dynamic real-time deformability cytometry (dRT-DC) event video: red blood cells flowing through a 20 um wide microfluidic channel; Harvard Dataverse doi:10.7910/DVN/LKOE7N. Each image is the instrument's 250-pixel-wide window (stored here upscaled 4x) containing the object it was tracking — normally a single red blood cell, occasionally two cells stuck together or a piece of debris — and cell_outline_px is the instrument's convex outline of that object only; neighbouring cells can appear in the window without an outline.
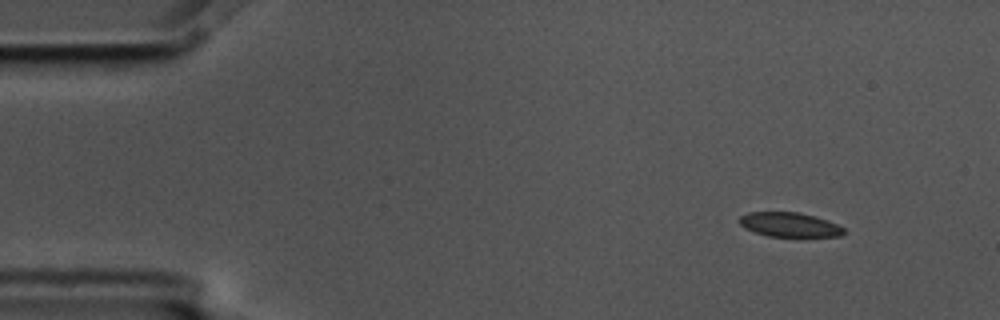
{"species": "common noctule bat (a hibernating species)", "species_latin": "Nyctalus noctula", "temperature_condition": "cold", "stored_images_in_passage": 4, "camera_frame_rate_fps": 3000, "um_per_image_px": 0.085, "animal": {"sex": "male", "body_mass_g": 17.5, "forearm_length_mm": 52.3}, "frame": {"image": 1, "passage_image": 1, "time_ms": 0.0, "image_size_px": [1000, 320], "cell_outline_px": [[844, 232], [840, 236], [768, 236], [744, 228], [740, 224], [740, 216], [748, 212], [796, 212], [816, 216], [828, 220], [844, 228]], "centroid_in_image_um": [67.1, 19.09], "position_along_channel_um": 17.9, "area_um2": 14.68}}
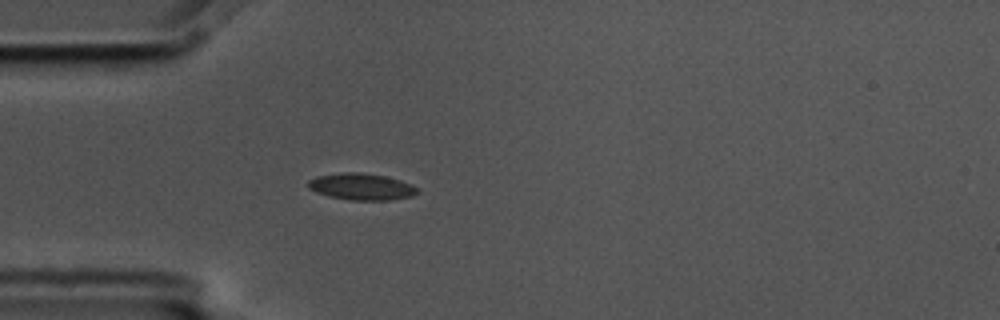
{"frame": {"image": 2, "passage_image": 4, "time_ms": 1.0, "image_size_px": [1000, 320], "cell_outline_px": [[420, 192], [412, 196], [388, 200], [348, 200], [328, 196], [316, 192], [308, 188], [308, 180], [316, 176], [340, 172], [360, 172], [384, 176], [400, 180], [416, 188]], "centroid_in_image_um": [30.67, 15.86], "position_along_channel_um": 54.3, "area_um2": 16.94}}